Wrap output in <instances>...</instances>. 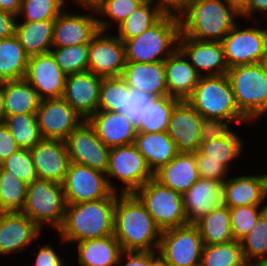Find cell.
I'll use <instances>...</instances> for the list:
<instances>
[{"label": "cell", "mask_w": 267, "mask_h": 266, "mask_svg": "<svg viewBox=\"0 0 267 266\" xmlns=\"http://www.w3.org/2000/svg\"><path fill=\"white\" fill-rule=\"evenodd\" d=\"M180 33L179 16L164 14L141 35L124 41L126 62L165 61L178 48Z\"/></svg>", "instance_id": "obj_4"}, {"label": "cell", "mask_w": 267, "mask_h": 266, "mask_svg": "<svg viewBox=\"0 0 267 266\" xmlns=\"http://www.w3.org/2000/svg\"><path fill=\"white\" fill-rule=\"evenodd\" d=\"M119 192L107 198L66 204L64 221L57 230L62 242H81L114 235L115 202Z\"/></svg>", "instance_id": "obj_2"}, {"label": "cell", "mask_w": 267, "mask_h": 266, "mask_svg": "<svg viewBox=\"0 0 267 266\" xmlns=\"http://www.w3.org/2000/svg\"><path fill=\"white\" fill-rule=\"evenodd\" d=\"M260 65L262 66L263 70L267 73V46L265 52L262 55Z\"/></svg>", "instance_id": "obj_62"}, {"label": "cell", "mask_w": 267, "mask_h": 266, "mask_svg": "<svg viewBox=\"0 0 267 266\" xmlns=\"http://www.w3.org/2000/svg\"><path fill=\"white\" fill-rule=\"evenodd\" d=\"M223 195V205L228 208L261 206L267 199V176L248 174L227 178L223 184Z\"/></svg>", "instance_id": "obj_25"}, {"label": "cell", "mask_w": 267, "mask_h": 266, "mask_svg": "<svg viewBox=\"0 0 267 266\" xmlns=\"http://www.w3.org/2000/svg\"><path fill=\"white\" fill-rule=\"evenodd\" d=\"M110 188L114 192L119 189L111 183L112 177L122 182L119 193H134L143 184L154 177L145 158L134 144L110 148L108 168L105 172Z\"/></svg>", "instance_id": "obj_9"}, {"label": "cell", "mask_w": 267, "mask_h": 266, "mask_svg": "<svg viewBox=\"0 0 267 266\" xmlns=\"http://www.w3.org/2000/svg\"><path fill=\"white\" fill-rule=\"evenodd\" d=\"M178 48L200 76L227 74L229 68L224 58L221 42L196 40L180 33Z\"/></svg>", "instance_id": "obj_18"}, {"label": "cell", "mask_w": 267, "mask_h": 266, "mask_svg": "<svg viewBox=\"0 0 267 266\" xmlns=\"http://www.w3.org/2000/svg\"><path fill=\"white\" fill-rule=\"evenodd\" d=\"M163 14L179 16L181 14V0H148Z\"/></svg>", "instance_id": "obj_55"}, {"label": "cell", "mask_w": 267, "mask_h": 266, "mask_svg": "<svg viewBox=\"0 0 267 266\" xmlns=\"http://www.w3.org/2000/svg\"><path fill=\"white\" fill-rule=\"evenodd\" d=\"M131 88L122 76L103 77L98 110L123 113L130 99Z\"/></svg>", "instance_id": "obj_38"}, {"label": "cell", "mask_w": 267, "mask_h": 266, "mask_svg": "<svg viewBox=\"0 0 267 266\" xmlns=\"http://www.w3.org/2000/svg\"><path fill=\"white\" fill-rule=\"evenodd\" d=\"M244 261L238 240L203 247L201 266H241Z\"/></svg>", "instance_id": "obj_41"}, {"label": "cell", "mask_w": 267, "mask_h": 266, "mask_svg": "<svg viewBox=\"0 0 267 266\" xmlns=\"http://www.w3.org/2000/svg\"><path fill=\"white\" fill-rule=\"evenodd\" d=\"M194 1H197V0H181V13L189 3L194 2Z\"/></svg>", "instance_id": "obj_64"}, {"label": "cell", "mask_w": 267, "mask_h": 266, "mask_svg": "<svg viewBox=\"0 0 267 266\" xmlns=\"http://www.w3.org/2000/svg\"><path fill=\"white\" fill-rule=\"evenodd\" d=\"M65 208L62 184L37 178L27 185V197L22 213L40 229L46 223L58 230L64 221Z\"/></svg>", "instance_id": "obj_7"}, {"label": "cell", "mask_w": 267, "mask_h": 266, "mask_svg": "<svg viewBox=\"0 0 267 266\" xmlns=\"http://www.w3.org/2000/svg\"><path fill=\"white\" fill-rule=\"evenodd\" d=\"M3 85L5 116L36 113L41 99L32 85L24 78L0 82Z\"/></svg>", "instance_id": "obj_32"}, {"label": "cell", "mask_w": 267, "mask_h": 266, "mask_svg": "<svg viewBox=\"0 0 267 266\" xmlns=\"http://www.w3.org/2000/svg\"><path fill=\"white\" fill-rule=\"evenodd\" d=\"M126 65L124 42L100 30L88 43V71L102 77L122 76Z\"/></svg>", "instance_id": "obj_14"}, {"label": "cell", "mask_w": 267, "mask_h": 266, "mask_svg": "<svg viewBox=\"0 0 267 266\" xmlns=\"http://www.w3.org/2000/svg\"><path fill=\"white\" fill-rule=\"evenodd\" d=\"M241 266H262V261H247L245 260Z\"/></svg>", "instance_id": "obj_63"}, {"label": "cell", "mask_w": 267, "mask_h": 266, "mask_svg": "<svg viewBox=\"0 0 267 266\" xmlns=\"http://www.w3.org/2000/svg\"><path fill=\"white\" fill-rule=\"evenodd\" d=\"M114 236L123 251H158L161 229L134 193H119Z\"/></svg>", "instance_id": "obj_1"}, {"label": "cell", "mask_w": 267, "mask_h": 266, "mask_svg": "<svg viewBox=\"0 0 267 266\" xmlns=\"http://www.w3.org/2000/svg\"><path fill=\"white\" fill-rule=\"evenodd\" d=\"M18 16L0 9V39L9 38L15 35Z\"/></svg>", "instance_id": "obj_54"}, {"label": "cell", "mask_w": 267, "mask_h": 266, "mask_svg": "<svg viewBox=\"0 0 267 266\" xmlns=\"http://www.w3.org/2000/svg\"><path fill=\"white\" fill-rule=\"evenodd\" d=\"M5 95L3 90V85L0 83V123L5 121V105H4Z\"/></svg>", "instance_id": "obj_60"}, {"label": "cell", "mask_w": 267, "mask_h": 266, "mask_svg": "<svg viewBox=\"0 0 267 266\" xmlns=\"http://www.w3.org/2000/svg\"><path fill=\"white\" fill-rule=\"evenodd\" d=\"M204 243L195 224L163 230L158 254L169 266H199Z\"/></svg>", "instance_id": "obj_10"}, {"label": "cell", "mask_w": 267, "mask_h": 266, "mask_svg": "<svg viewBox=\"0 0 267 266\" xmlns=\"http://www.w3.org/2000/svg\"><path fill=\"white\" fill-rule=\"evenodd\" d=\"M122 77L131 89L147 92L154 97L168 95L164 61L126 62Z\"/></svg>", "instance_id": "obj_27"}, {"label": "cell", "mask_w": 267, "mask_h": 266, "mask_svg": "<svg viewBox=\"0 0 267 266\" xmlns=\"http://www.w3.org/2000/svg\"><path fill=\"white\" fill-rule=\"evenodd\" d=\"M27 185L12 172L0 167V212H22Z\"/></svg>", "instance_id": "obj_39"}, {"label": "cell", "mask_w": 267, "mask_h": 266, "mask_svg": "<svg viewBox=\"0 0 267 266\" xmlns=\"http://www.w3.org/2000/svg\"><path fill=\"white\" fill-rule=\"evenodd\" d=\"M95 13L70 14L63 10L54 19L53 47H67L89 43L100 31L98 17Z\"/></svg>", "instance_id": "obj_21"}, {"label": "cell", "mask_w": 267, "mask_h": 266, "mask_svg": "<svg viewBox=\"0 0 267 266\" xmlns=\"http://www.w3.org/2000/svg\"><path fill=\"white\" fill-rule=\"evenodd\" d=\"M21 2L22 0H0V9L20 18Z\"/></svg>", "instance_id": "obj_57"}, {"label": "cell", "mask_w": 267, "mask_h": 266, "mask_svg": "<svg viewBox=\"0 0 267 266\" xmlns=\"http://www.w3.org/2000/svg\"><path fill=\"white\" fill-rule=\"evenodd\" d=\"M240 242L245 260H267V209L258 217L255 226Z\"/></svg>", "instance_id": "obj_42"}, {"label": "cell", "mask_w": 267, "mask_h": 266, "mask_svg": "<svg viewBox=\"0 0 267 266\" xmlns=\"http://www.w3.org/2000/svg\"><path fill=\"white\" fill-rule=\"evenodd\" d=\"M70 161L105 173L108 168V148L93 126L84 120L65 140Z\"/></svg>", "instance_id": "obj_13"}, {"label": "cell", "mask_w": 267, "mask_h": 266, "mask_svg": "<svg viewBox=\"0 0 267 266\" xmlns=\"http://www.w3.org/2000/svg\"><path fill=\"white\" fill-rule=\"evenodd\" d=\"M224 181L199 178L182 195L184 211L189 224H195L202 217L223 205Z\"/></svg>", "instance_id": "obj_23"}, {"label": "cell", "mask_w": 267, "mask_h": 266, "mask_svg": "<svg viewBox=\"0 0 267 266\" xmlns=\"http://www.w3.org/2000/svg\"><path fill=\"white\" fill-rule=\"evenodd\" d=\"M261 206H238L229 208L231 228L234 240L240 241L255 226L258 217L267 209L266 204Z\"/></svg>", "instance_id": "obj_46"}, {"label": "cell", "mask_w": 267, "mask_h": 266, "mask_svg": "<svg viewBox=\"0 0 267 266\" xmlns=\"http://www.w3.org/2000/svg\"><path fill=\"white\" fill-rule=\"evenodd\" d=\"M157 252L150 251V266H169Z\"/></svg>", "instance_id": "obj_59"}, {"label": "cell", "mask_w": 267, "mask_h": 266, "mask_svg": "<svg viewBox=\"0 0 267 266\" xmlns=\"http://www.w3.org/2000/svg\"><path fill=\"white\" fill-rule=\"evenodd\" d=\"M243 146V140L233 132L223 138L201 142L198 151L205 155V160L220 161L229 170L231 162L242 156Z\"/></svg>", "instance_id": "obj_36"}, {"label": "cell", "mask_w": 267, "mask_h": 266, "mask_svg": "<svg viewBox=\"0 0 267 266\" xmlns=\"http://www.w3.org/2000/svg\"><path fill=\"white\" fill-rule=\"evenodd\" d=\"M88 122L95 129L97 137L108 148L134 144L136 125L119 112L98 110Z\"/></svg>", "instance_id": "obj_24"}, {"label": "cell", "mask_w": 267, "mask_h": 266, "mask_svg": "<svg viewBox=\"0 0 267 266\" xmlns=\"http://www.w3.org/2000/svg\"><path fill=\"white\" fill-rule=\"evenodd\" d=\"M75 4L84 5L88 10H93L94 12L102 5L104 0H73Z\"/></svg>", "instance_id": "obj_58"}, {"label": "cell", "mask_w": 267, "mask_h": 266, "mask_svg": "<svg viewBox=\"0 0 267 266\" xmlns=\"http://www.w3.org/2000/svg\"><path fill=\"white\" fill-rule=\"evenodd\" d=\"M154 98L147 92L131 89L130 99L127 101L125 111L122 114L137 125Z\"/></svg>", "instance_id": "obj_49"}, {"label": "cell", "mask_w": 267, "mask_h": 266, "mask_svg": "<svg viewBox=\"0 0 267 266\" xmlns=\"http://www.w3.org/2000/svg\"><path fill=\"white\" fill-rule=\"evenodd\" d=\"M65 0H22L19 15L22 21L56 19L63 11Z\"/></svg>", "instance_id": "obj_45"}, {"label": "cell", "mask_w": 267, "mask_h": 266, "mask_svg": "<svg viewBox=\"0 0 267 266\" xmlns=\"http://www.w3.org/2000/svg\"><path fill=\"white\" fill-rule=\"evenodd\" d=\"M146 1L148 0H104L102 5L96 10V13L101 15V19L98 18L100 30L107 32L113 25L111 24L113 22L103 20L102 16H109L118 26Z\"/></svg>", "instance_id": "obj_44"}, {"label": "cell", "mask_w": 267, "mask_h": 266, "mask_svg": "<svg viewBox=\"0 0 267 266\" xmlns=\"http://www.w3.org/2000/svg\"><path fill=\"white\" fill-rule=\"evenodd\" d=\"M179 102L169 95L155 97L136 125L137 132H167L171 112Z\"/></svg>", "instance_id": "obj_35"}, {"label": "cell", "mask_w": 267, "mask_h": 266, "mask_svg": "<svg viewBox=\"0 0 267 266\" xmlns=\"http://www.w3.org/2000/svg\"><path fill=\"white\" fill-rule=\"evenodd\" d=\"M262 266H267V260L262 261Z\"/></svg>", "instance_id": "obj_65"}, {"label": "cell", "mask_w": 267, "mask_h": 266, "mask_svg": "<svg viewBox=\"0 0 267 266\" xmlns=\"http://www.w3.org/2000/svg\"><path fill=\"white\" fill-rule=\"evenodd\" d=\"M126 255L128 261L121 263ZM123 264V265H122ZM120 266H150V251H122L118 263Z\"/></svg>", "instance_id": "obj_53"}, {"label": "cell", "mask_w": 267, "mask_h": 266, "mask_svg": "<svg viewBox=\"0 0 267 266\" xmlns=\"http://www.w3.org/2000/svg\"><path fill=\"white\" fill-rule=\"evenodd\" d=\"M36 114L43 139L65 141L85 120L62 97L41 100Z\"/></svg>", "instance_id": "obj_15"}, {"label": "cell", "mask_w": 267, "mask_h": 266, "mask_svg": "<svg viewBox=\"0 0 267 266\" xmlns=\"http://www.w3.org/2000/svg\"><path fill=\"white\" fill-rule=\"evenodd\" d=\"M154 178L183 195L200 178L195 153H178L169 163L154 172Z\"/></svg>", "instance_id": "obj_28"}, {"label": "cell", "mask_w": 267, "mask_h": 266, "mask_svg": "<svg viewBox=\"0 0 267 266\" xmlns=\"http://www.w3.org/2000/svg\"><path fill=\"white\" fill-rule=\"evenodd\" d=\"M50 52L66 75L88 71V43L67 47H52Z\"/></svg>", "instance_id": "obj_43"}, {"label": "cell", "mask_w": 267, "mask_h": 266, "mask_svg": "<svg viewBox=\"0 0 267 266\" xmlns=\"http://www.w3.org/2000/svg\"><path fill=\"white\" fill-rule=\"evenodd\" d=\"M66 76L51 52L31 56L28 59L25 79L32 85L41 100L62 97Z\"/></svg>", "instance_id": "obj_16"}, {"label": "cell", "mask_w": 267, "mask_h": 266, "mask_svg": "<svg viewBox=\"0 0 267 266\" xmlns=\"http://www.w3.org/2000/svg\"><path fill=\"white\" fill-rule=\"evenodd\" d=\"M186 101L202 117L233 120L236 123L249 122L236 105L227 74L200 76L192 95Z\"/></svg>", "instance_id": "obj_5"}, {"label": "cell", "mask_w": 267, "mask_h": 266, "mask_svg": "<svg viewBox=\"0 0 267 266\" xmlns=\"http://www.w3.org/2000/svg\"><path fill=\"white\" fill-rule=\"evenodd\" d=\"M3 170L12 172L26 184H30L37 179L34 163L29 149H19L12 153L5 161L0 164Z\"/></svg>", "instance_id": "obj_47"}, {"label": "cell", "mask_w": 267, "mask_h": 266, "mask_svg": "<svg viewBox=\"0 0 267 266\" xmlns=\"http://www.w3.org/2000/svg\"><path fill=\"white\" fill-rule=\"evenodd\" d=\"M232 5L238 12H241L248 3V0H226Z\"/></svg>", "instance_id": "obj_61"}, {"label": "cell", "mask_w": 267, "mask_h": 266, "mask_svg": "<svg viewBox=\"0 0 267 266\" xmlns=\"http://www.w3.org/2000/svg\"><path fill=\"white\" fill-rule=\"evenodd\" d=\"M77 247L81 266H115L123 251L114 235L77 242Z\"/></svg>", "instance_id": "obj_30"}, {"label": "cell", "mask_w": 267, "mask_h": 266, "mask_svg": "<svg viewBox=\"0 0 267 266\" xmlns=\"http://www.w3.org/2000/svg\"><path fill=\"white\" fill-rule=\"evenodd\" d=\"M62 187L66 204L104 199L113 192L105 173L74 162L69 165Z\"/></svg>", "instance_id": "obj_12"}, {"label": "cell", "mask_w": 267, "mask_h": 266, "mask_svg": "<svg viewBox=\"0 0 267 266\" xmlns=\"http://www.w3.org/2000/svg\"><path fill=\"white\" fill-rule=\"evenodd\" d=\"M151 2H143L128 18L118 25V38L123 42L141 35L164 14Z\"/></svg>", "instance_id": "obj_37"}, {"label": "cell", "mask_w": 267, "mask_h": 266, "mask_svg": "<svg viewBox=\"0 0 267 266\" xmlns=\"http://www.w3.org/2000/svg\"><path fill=\"white\" fill-rule=\"evenodd\" d=\"M134 194L144 204L161 231L188 224L182 195L162 185L154 177Z\"/></svg>", "instance_id": "obj_8"}, {"label": "cell", "mask_w": 267, "mask_h": 266, "mask_svg": "<svg viewBox=\"0 0 267 266\" xmlns=\"http://www.w3.org/2000/svg\"><path fill=\"white\" fill-rule=\"evenodd\" d=\"M164 67L168 95L186 101L198 84L200 75L179 48L164 61Z\"/></svg>", "instance_id": "obj_26"}, {"label": "cell", "mask_w": 267, "mask_h": 266, "mask_svg": "<svg viewBox=\"0 0 267 266\" xmlns=\"http://www.w3.org/2000/svg\"><path fill=\"white\" fill-rule=\"evenodd\" d=\"M4 123L21 149H31L42 139L36 113L7 116Z\"/></svg>", "instance_id": "obj_40"}, {"label": "cell", "mask_w": 267, "mask_h": 266, "mask_svg": "<svg viewBox=\"0 0 267 266\" xmlns=\"http://www.w3.org/2000/svg\"><path fill=\"white\" fill-rule=\"evenodd\" d=\"M102 80V76L89 71L67 75L62 98L88 120L98 111Z\"/></svg>", "instance_id": "obj_19"}, {"label": "cell", "mask_w": 267, "mask_h": 266, "mask_svg": "<svg viewBox=\"0 0 267 266\" xmlns=\"http://www.w3.org/2000/svg\"><path fill=\"white\" fill-rule=\"evenodd\" d=\"M19 149L9 128L5 123H0V164Z\"/></svg>", "instance_id": "obj_52"}, {"label": "cell", "mask_w": 267, "mask_h": 266, "mask_svg": "<svg viewBox=\"0 0 267 266\" xmlns=\"http://www.w3.org/2000/svg\"><path fill=\"white\" fill-rule=\"evenodd\" d=\"M35 257V265L33 266H65L63 259L49 244L41 245Z\"/></svg>", "instance_id": "obj_51"}, {"label": "cell", "mask_w": 267, "mask_h": 266, "mask_svg": "<svg viewBox=\"0 0 267 266\" xmlns=\"http://www.w3.org/2000/svg\"><path fill=\"white\" fill-rule=\"evenodd\" d=\"M238 16L240 12L226 0H197L179 15L181 34L196 40L221 42L237 23Z\"/></svg>", "instance_id": "obj_3"}, {"label": "cell", "mask_w": 267, "mask_h": 266, "mask_svg": "<svg viewBox=\"0 0 267 266\" xmlns=\"http://www.w3.org/2000/svg\"><path fill=\"white\" fill-rule=\"evenodd\" d=\"M29 151L38 178L63 183L71 163L65 141L42 138Z\"/></svg>", "instance_id": "obj_17"}, {"label": "cell", "mask_w": 267, "mask_h": 266, "mask_svg": "<svg viewBox=\"0 0 267 266\" xmlns=\"http://www.w3.org/2000/svg\"><path fill=\"white\" fill-rule=\"evenodd\" d=\"M228 68L260 63L267 46V29H241L237 23L221 41Z\"/></svg>", "instance_id": "obj_11"}, {"label": "cell", "mask_w": 267, "mask_h": 266, "mask_svg": "<svg viewBox=\"0 0 267 266\" xmlns=\"http://www.w3.org/2000/svg\"><path fill=\"white\" fill-rule=\"evenodd\" d=\"M28 59L15 35L0 39V82L24 79Z\"/></svg>", "instance_id": "obj_33"}, {"label": "cell", "mask_w": 267, "mask_h": 266, "mask_svg": "<svg viewBox=\"0 0 267 266\" xmlns=\"http://www.w3.org/2000/svg\"><path fill=\"white\" fill-rule=\"evenodd\" d=\"M259 12L265 13L267 12V0H248L245 8L240 12L239 17H247L249 19L252 14ZM249 17V18H248Z\"/></svg>", "instance_id": "obj_56"}, {"label": "cell", "mask_w": 267, "mask_h": 266, "mask_svg": "<svg viewBox=\"0 0 267 266\" xmlns=\"http://www.w3.org/2000/svg\"><path fill=\"white\" fill-rule=\"evenodd\" d=\"M195 158L197 163L198 174L200 178L225 181L228 169L220 162L213 160H205V155L199 151L195 152Z\"/></svg>", "instance_id": "obj_50"}, {"label": "cell", "mask_w": 267, "mask_h": 266, "mask_svg": "<svg viewBox=\"0 0 267 266\" xmlns=\"http://www.w3.org/2000/svg\"><path fill=\"white\" fill-rule=\"evenodd\" d=\"M41 229L22 212H0V255L19 253L37 240Z\"/></svg>", "instance_id": "obj_22"}, {"label": "cell", "mask_w": 267, "mask_h": 266, "mask_svg": "<svg viewBox=\"0 0 267 266\" xmlns=\"http://www.w3.org/2000/svg\"><path fill=\"white\" fill-rule=\"evenodd\" d=\"M54 19L16 22L15 36L31 57L50 52L53 43Z\"/></svg>", "instance_id": "obj_31"}, {"label": "cell", "mask_w": 267, "mask_h": 266, "mask_svg": "<svg viewBox=\"0 0 267 266\" xmlns=\"http://www.w3.org/2000/svg\"><path fill=\"white\" fill-rule=\"evenodd\" d=\"M233 120L202 117L200 126L201 142L215 140L231 135L234 131L229 128Z\"/></svg>", "instance_id": "obj_48"}, {"label": "cell", "mask_w": 267, "mask_h": 266, "mask_svg": "<svg viewBox=\"0 0 267 266\" xmlns=\"http://www.w3.org/2000/svg\"><path fill=\"white\" fill-rule=\"evenodd\" d=\"M134 145L153 173L178 154L176 144L167 132H137Z\"/></svg>", "instance_id": "obj_29"}, {"label": "cell", "mask_w": 267, "mask_h": 266, "mask_svg": "<svg viewBox=\"0 0 267 266\" xmlns=\"http://www.w3.org/2000/svg\"><path fill=\"white\" fill-rule=\"evenodd\" d=\"M195 225L200 232L204 245L226 243L234 240L230 211L225 205L215 208L198 220Z\"/></svg>", "instance_id": "obj_34"}, {"label": "cell", "mask_w": 267, "mask_h": 266, "mask_svg": "<svg viewBox=\"0 0 267 266\" xmlns=\"http://www.w3.org/2000/svg\"><path fill=\"white\" fill-rule=\"evenodd\" d=\"M227 76L236 105L249 121L267 113V73L260 63L229 68Z\"/></svg>", "instance_id": "obj_6"}, {"label": "cell", "mask_w": 267, "mask_h": 266, "mask_svg": "<svg viewBox=\"0 0 267 266\" xmlns=\"http://www.w3.org/2000/svg\"><path fill=\"white\" fill-rule=\"evenodd\" d=\"M202 116L187 102L180 101L172 110L167 134L176 144L178 153L198 151Z\"/></svg>", "instance_id": "obj_20"}]
</instances>
